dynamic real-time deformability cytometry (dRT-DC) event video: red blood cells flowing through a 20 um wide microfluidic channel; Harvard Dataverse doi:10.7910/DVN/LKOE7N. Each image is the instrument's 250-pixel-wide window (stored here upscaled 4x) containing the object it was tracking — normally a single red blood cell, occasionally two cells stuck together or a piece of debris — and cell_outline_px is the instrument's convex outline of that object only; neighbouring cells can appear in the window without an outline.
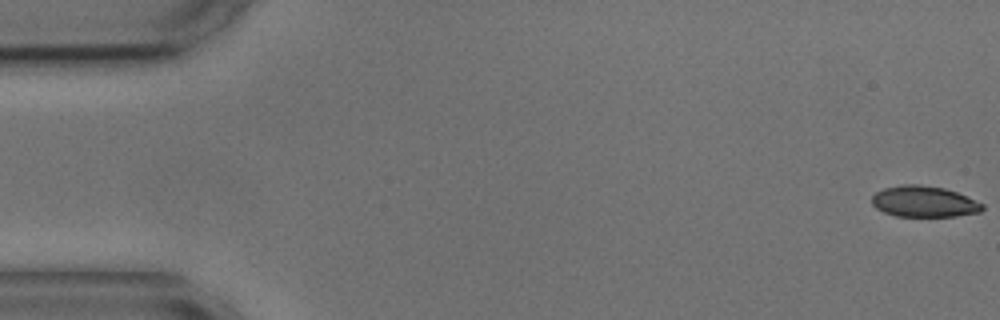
{"species": "common noctule bat (a hibernating species)", "species_latin": "Nyctalus noctula", "temperature_condition": "cold", "stored_images_in_passage": 4, "camera_frame_rate_fps": 3000, "um_per_image_px": 0.085, "animal": {"sex": "male", "body_mass_g": 17.9, "forearm_length_mm": 54.2}, "frame": {"image": 1, "passage_image": 1, "time_ms": 0.0, "image_size_px": [1000, 320], "cell_outline_px": [[984, 208], [980, 212], [956, 216], [896, 216], [884, 212], [876, 208], [872, 204], [872, 196], [876, 192], [884, 188], [900, 184], [920, 184], [944, 188], [956, 192], [984, 204]], "centroid_in_image_um": [78.53, 17.13], "position_along_channel_um": 6.5, "area_um2": 20.0}}